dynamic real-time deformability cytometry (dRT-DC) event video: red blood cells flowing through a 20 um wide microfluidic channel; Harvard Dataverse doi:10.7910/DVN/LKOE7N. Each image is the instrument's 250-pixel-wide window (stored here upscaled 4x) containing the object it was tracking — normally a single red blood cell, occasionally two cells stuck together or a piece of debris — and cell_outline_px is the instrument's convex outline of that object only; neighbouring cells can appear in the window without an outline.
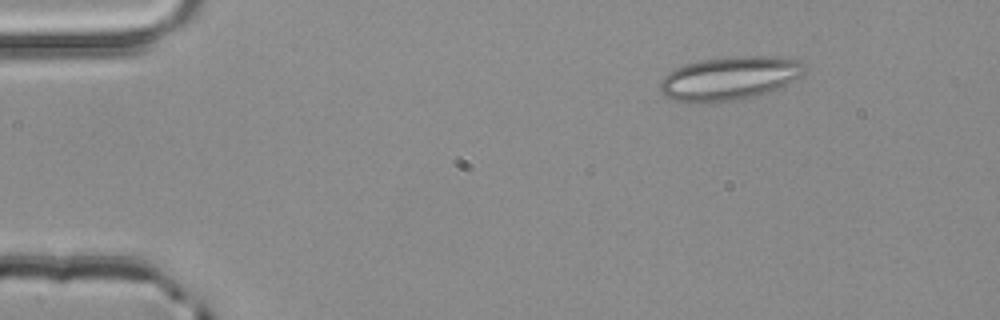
{"species": "common noctule bat (a hibernating species)", "species_latin": "Nyctalus noctula", "temperature_condition": "room temperature", "stored_images_in_passage": 3, "camera_frame_rate_fps": 3000, "um_per_image_px": 0.085, "animal": {"sex": "male", "body_mass_g": 20.4}, "frame": {"image": 1, "passage_image": 2, "time_ms": 0.333, "image_size_px": [1000, 320], "cell_outline_px": [[804, 72], [800, 76], [768, 92], [756, 96], [740, 100], [712, 104], [688, 104], [672, 100], [664, 96], [660, 92], [660, 80], [668, 72], [676, 68], [688, 64], [704, 60], [732, 56], [776, 56], [800, 60], [804, 64]], "centroid_in_image_um": [61.94, 6.69], "position_along_channel_um": 23.1, "area_um2": 37.17}}